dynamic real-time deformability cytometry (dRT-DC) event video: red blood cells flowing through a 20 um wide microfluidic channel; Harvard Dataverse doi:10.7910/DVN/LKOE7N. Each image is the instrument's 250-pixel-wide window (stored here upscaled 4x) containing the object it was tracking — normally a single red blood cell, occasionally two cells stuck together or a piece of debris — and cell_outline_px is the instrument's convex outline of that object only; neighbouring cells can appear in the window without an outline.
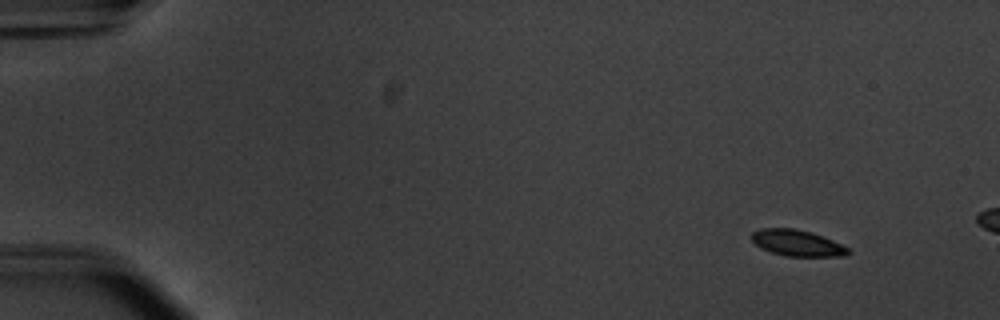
{"species": "common noctule bat (a hibernating species)", "species_latin": "Nyctalus noctula", "temperature_condition": "warm", "stored_images_in_passage": 8, "camera_frame_rate_fps": 3000, "um_per_image_px": 0.085, "animal": {"sex": "male", "body_mass_g": 20.1, "forearm_length_mm": 53.5}, "frame": {"image": 1, "passage_image": 1, "time_ms": 0.0, "image_size_px": [1000, 320], "cell_outline_px": [[852, 252], [844, 256], [784, 256], [760, 248], [752, 240], [752, 232], [760, 228], [796, 228], [812, 232], [832, 240], [848, 248]], "centroid_in_image_um": [67.75, 20.65], "position_along_channel_um": 17.2, "area_um2": 14.74}}